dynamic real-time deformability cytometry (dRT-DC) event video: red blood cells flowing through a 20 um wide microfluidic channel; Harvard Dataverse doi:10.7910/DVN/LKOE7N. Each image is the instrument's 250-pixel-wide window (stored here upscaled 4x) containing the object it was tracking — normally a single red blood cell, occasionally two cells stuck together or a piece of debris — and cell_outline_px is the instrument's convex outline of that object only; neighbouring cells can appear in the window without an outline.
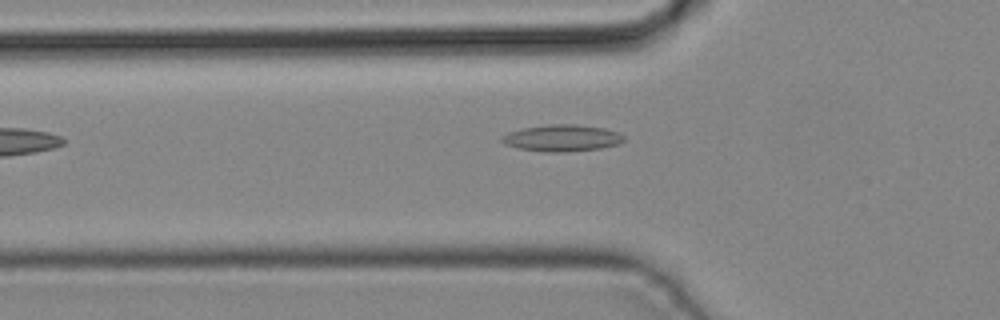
{"species": "common noctule bat (a hibernating species)", "species_latin": "Nyctalus noctula", "temperature_condition": "cold", "stored_images_in_passage": 32, "camera_frame_rate_fps": 3000, "um_per_image_px": 0.085, "animal": {"sex": "male", "body_mass_g": 19.2, "forearm_length_mm": 51.8}, "frame": {"image": 1, "passage_image": 3, "time_ms": 0.667, "image_size_px": [1000, 320], "cell_outline_px": [[624, 140], [620, 144], [600, 148], [564, 152], [544, 152], [520, 148], [504, 144], [500, 140], [500, 136], [508, 132], [524, 128], [548, 124], [576, 124], [604, 128], [620, 132], [624, 136]], "centroid_in_image_um": [47.78, 11.73], "position_along_channel_um": 78.0, "area_um2": 19.07}}
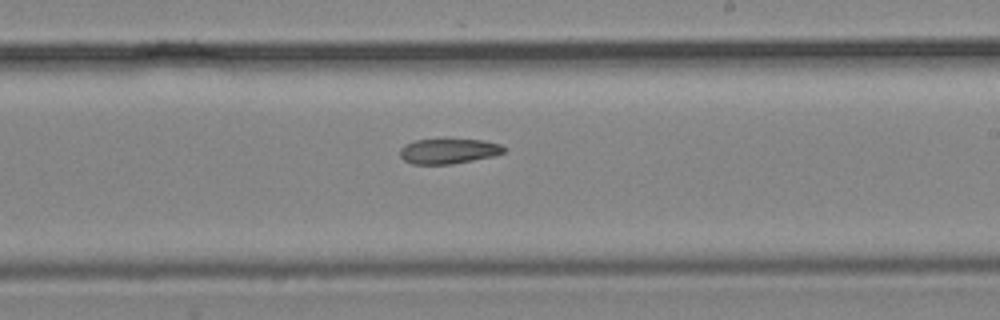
{"frame": {"image": 2, "passage_image": 14, "time_ms": 4.333, "image_size_px": [1000, 320], "cell_outline_px": [[504, 152], [492, 156], [452, 164], [412, 164], [404, 160], [400, 156], [400, 148], [404, 144], [416, 140], [484, 140], [500, 144], [504, 148]], "centroid_in_image_um": [38.08, 12.85], "position_along_channel_um": 250.9, "area_um2": 14.97}}
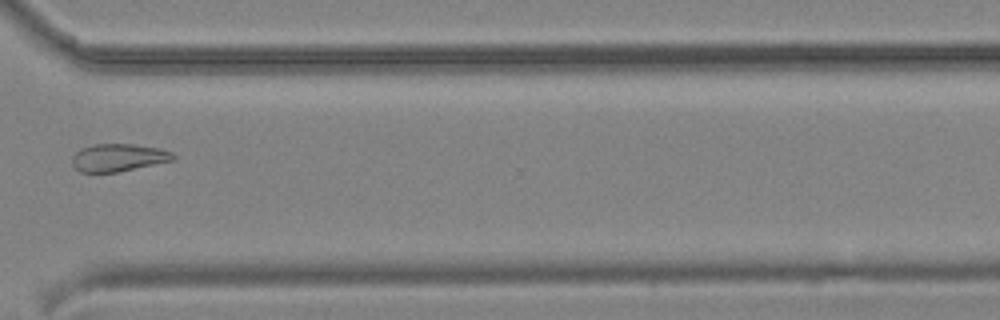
{"frame": {"image": 3, "passage_image": 21, "time_ms": 6.667, "image_size_px": [1000, 320], "cell_outline_px": [[176, 156], [172, 160], [116, 172], [80, 172], [72, 164], [72, 156], [80, 148], [92, 144], [132, 144], [160, 148], [172, 152]], "centroid_in_image_um": [10.02, 13.38], "position_along_channel_um": 360.6, "area_um2": 16.13}}